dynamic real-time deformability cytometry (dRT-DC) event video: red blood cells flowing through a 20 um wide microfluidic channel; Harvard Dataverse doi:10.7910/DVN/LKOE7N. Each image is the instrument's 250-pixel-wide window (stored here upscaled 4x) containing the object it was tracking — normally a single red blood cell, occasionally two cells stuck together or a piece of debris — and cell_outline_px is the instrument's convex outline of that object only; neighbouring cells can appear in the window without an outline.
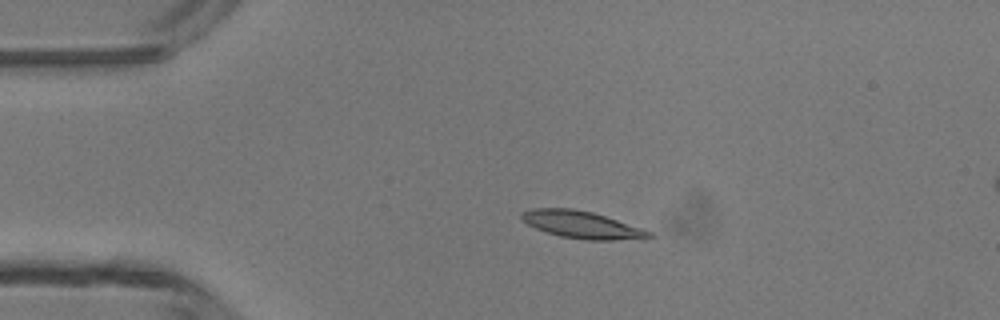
{"species": "common noctule bat (a hibernating species)", "species_latin": "Nyctalus noctula", "temperature_condition": "room temperature", "stored_images_in_passage": 5, "camera_frame_rate_fps": 3000, "um_per_image_px": 0.085, "animal": {"sex": "male", "body_mass_g": 13.3}, "frame": {"image": 1, "passage_image": 3, "time_ms": 2.333, "image_size_px": [1000, 320], "cell_outline_px": [[656, 236], [648, 240], [588, 240], [560, 236], [536, 228], [528, 224], [520, 216], [520, 212], [532, 208], [572, 208], [592, 212], [652, 232]], "centroid_in_image_um": [49.52, 19.12], "position_along_channel_um": 35.5, "area_um2": 20.29}}